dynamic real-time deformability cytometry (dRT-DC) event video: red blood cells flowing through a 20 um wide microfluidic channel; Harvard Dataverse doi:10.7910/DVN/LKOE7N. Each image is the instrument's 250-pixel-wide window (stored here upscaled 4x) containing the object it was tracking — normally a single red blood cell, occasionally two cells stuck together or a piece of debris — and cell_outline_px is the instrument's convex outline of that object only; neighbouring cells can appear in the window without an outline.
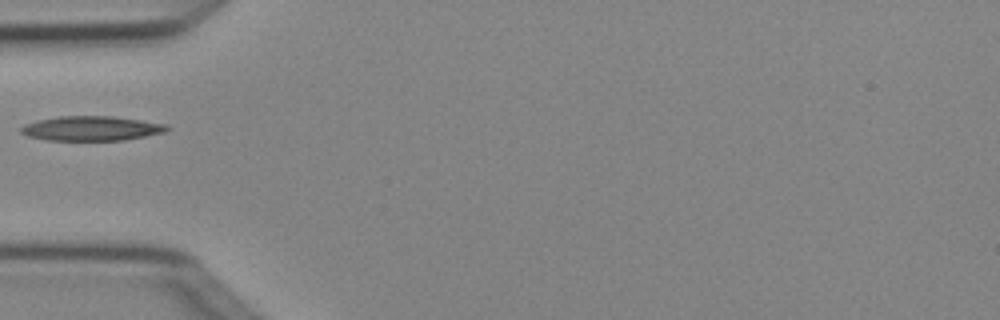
{"species": "Egyptian fruit bat (a non-hibernating species)", "species_latin": "Rousettus aegyptiacus", "temperature_condition": "cold", "stored_images_in_passage": 2, "camera_frame_rate_fps": 3000, "um_per_image_px": 0.085, "animal": {"sex": "female"}, "frame": {"image": 1, "passage_image": 1, "time_ms": 0.0, "image_size_px": [1000, 320], "cell_outline_px": [[168, 128], [164, 132], [124, 140], [44, 140], [28, 136], [20, 132], [20, 128], [24, 124], [40, 120], [60, 116], [112, 116], [168, 124]], "centroid_in_image_um": [7.75, 10.91], "position_along_channel_um": 77.3, "area_um2": 20.75}}
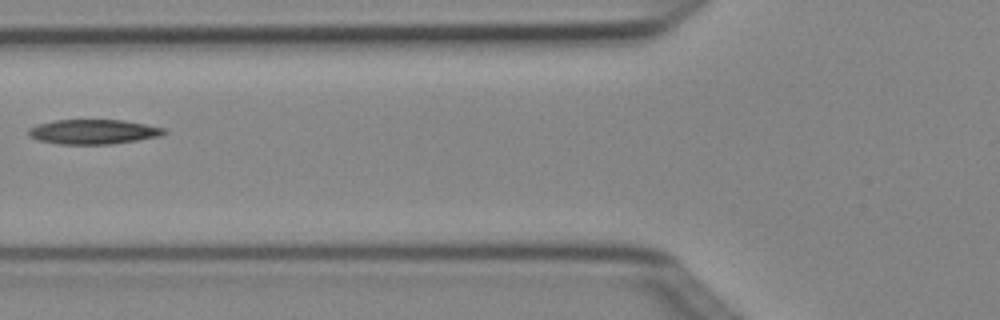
{"frame": {"image": 2, "passage_image": 2, "time_ms": 0.333, "image_size_px": [1000, 320], "cell_outline_px": [[168, 132], [160, 136], [112, 144], [60, 144], [36, 140], [28, 136], [28, 128], [40, 124], [56, 120], [124, 120], [164, 128]], "centroid_in_image_um": [7.91, 11.2], "position_along_channel_um": 117.9, "area_um2": 19.42}}